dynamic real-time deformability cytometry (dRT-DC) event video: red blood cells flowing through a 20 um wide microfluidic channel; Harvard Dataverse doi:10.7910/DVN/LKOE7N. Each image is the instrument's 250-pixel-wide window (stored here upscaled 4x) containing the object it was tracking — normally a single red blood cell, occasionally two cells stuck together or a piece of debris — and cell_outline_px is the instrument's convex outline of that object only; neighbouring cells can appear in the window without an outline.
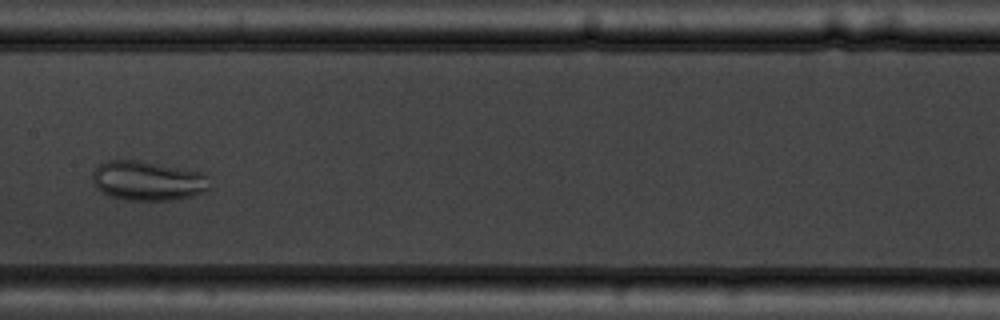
{"species": "common noctule bat (a hibernating species)", "species_latin": "Nyctalus noctula", "temperature_condition": "warm", "stored_images_in_passage": 6, "camera_frame_rate_fps": 3000, "um_per_image_px": 0.085, "animal": {"sex": "male", "body_mass_g": 19.5, "forearm_length_mm": 54.6}, "frame": {"image": 1, "passage_image": 6, "time_ms": 5.667, "image_size_px": [1000, 320], "cell_outline_px": [[212, 188], [204, 192], [192, 196], [176, 200], [124, 200], [108, 196], [96, 188], [92, 180], [92, 172], [100, 164], [108, 160], [140, 160], [200, 172], [204, 176]], "centroid_in_image_um": [12.52, 15.38], "position_along_channel_um": 194.9, "area_um2": 27.11}}